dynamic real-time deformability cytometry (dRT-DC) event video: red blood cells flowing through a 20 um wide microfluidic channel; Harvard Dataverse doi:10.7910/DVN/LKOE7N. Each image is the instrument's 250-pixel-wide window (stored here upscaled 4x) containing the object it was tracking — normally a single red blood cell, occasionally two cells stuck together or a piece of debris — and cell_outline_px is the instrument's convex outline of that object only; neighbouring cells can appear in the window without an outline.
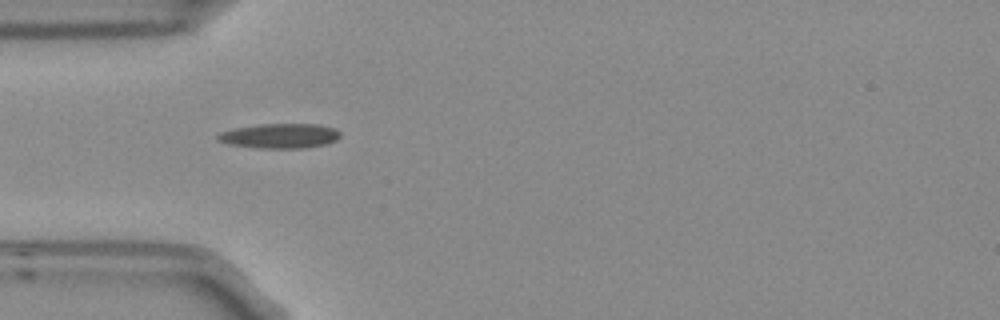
{"species": "Egyptian fruit bat (a non-hibernating species)", "species_latin": "Rousettus aegyptiacus", "temperature_condition": "room temperature", "stored_images_in_passage": 5, "camera_frame_rate_fps": 3000, "um_per_image_px": 0.085, "frame": {"image": 1, "passage_image": 4, "time_ms": 1.0, "image_size_px": [1000, 320], "cell_outline_px": [[340, 136], [336, 140], [328, 144], [304, 148], [256, 148], [228, 144], [216, 140], [216, 136], [220, 132], [236, 128], [260, 124], [316, 124], [336, 128], [340, 132]], "centroid_in_image_um": [23.79, 11.55], "position_along_channel_um": 61.2, "area_um2": 17.8}}
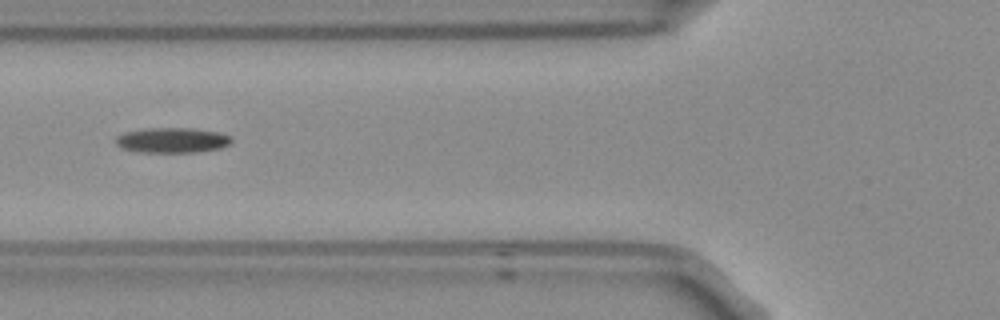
{"frame": {"image": 2, "passage_image": 5, "time_ms": 1.333, "image_size_px": [1000, 320], "cell_outline_px": [[232, 140], [228, 144], [220, 148], [196, 152], [140, 152], [120, 148], [116, 144], [116, 136], [124, 132], [148, 128], [196, 128], [216, 132], [232, 136]], "centroid_in_image_um": [14.61, 11.91], "position_along_channel_um": 111.2, "area_um2": 16.99}}